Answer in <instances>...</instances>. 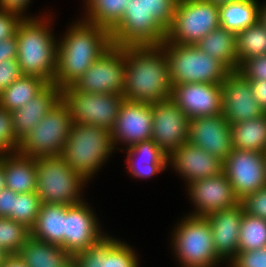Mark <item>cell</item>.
Listing matches in <instances>:
<instances>
[{
    "label": "cell",
    "mask_w": 266,
    "mask_h": 267,
    "mask_svg": "<svg viewBox=\"0 0 266 267\" xmlns=\"http://www.w3.org/2000/svg\"><path fill=\"white\" fill-rule=\"evenodd\" d=\"M173 232L175 255L183 267H214L221 263L214 245L210 223L206 217L188 215Z\"/></svg>",
    "instance_id": "52a82bcc"
},
{
    "label": "cell",
    "mask_w": 266,
    "mask_h": 267,
    "mask_svg": "<svg viewBox=\"0 0 266 267\" xmlns=\"http://www.w3.org/2000/svg\"><path fill=\"white\" fill-rule=\"evenodd\" d=\"M221 86L222 114L230 125L266 113L253 95L250 81L237 70L230 71Z\"/></svg>",
    "instance_id": "9a60e30c"
},
{
    "label": "cell",
    "mask_w": 266,
    "mask_h": 267,
    "mask_svg": "<svg viewBox=\"0 0 266 267\" xmlns=\"http://www.w3.org/2000/svg\"><path fill=\"white\" fill-rule=\"evenodd\" d=\"M60 100L61 88L53 83H49L32 100L23 107L13 111L11 113L12 129L17 140L20 141L31 132Z\"/></svg>",
    "instance_id": "603a6c76"
},
{
    "label": "cell",
    "mask_w": 266,
    "mask_h": 267,
    "mask_svg": "<svg viewBox=\"0 0 266 267\" xmlns=\"http://www.w3.org/2000/svg\"><path fill=\"white\" fill-rule=\"evenodd\" d=\"M152 104L124 99L111 131L112 143L121 142L128 148L152 139Z\"/></svg>",
    "instance_id": "e0dca14e"
},
{
    "label": "cell",
    "mask_w": 266,
    "mask_h": 267,
    "mask_svg": "<svg viewBox=\"0 0 266 267\" xmlns=\"http://www.w3.org/2000/svg\"><path fill=\"white\" fill-rule=\"evenodd\" d=\"M42 202L37 192L21 193L14 197L13 211L7 217L31 229L37 219Z\"/></svg>",
    "instance_id": "d590c367"
},
{
    "label": "cell",
    "mask_w": 266,
    "mask_h": 267,
    "mask_svg": "<svg viewBox=\"0 0 266 267\" xmlns=\"http://www.w3.org/2000/svg\"><path fill=\"white\" fill-rule=\"evenodd\" d=\"M110 33L111 42L117 47L161 45L166 36L147 11L145 0H129L120 22Z\"/></svg>",
    "instance_id": "8fae6325"
},
{
    "label": "cell",
    "mask_w": 266,
    "mask_h": 267,
    "mask_svg": "<svg viewBox=\"0 0 266 267\" xmlns=\"http://www.w3.org/2000/svg\"><path fill=\"white\" fill-rule=\"evenodd\" d=\"M229 263V267H266V247L256 250L238 251Z\"/></svg>",
    "instance_id": "b9f144b4"
},
{
    "label": "cell",
    "mask_w": 266,
    "mask_h": 267,
    "mask_svg": "<svg viewBox=\"0 0 266 267\" xmlns=\"http://www.w3.org/2000/svg\"><path fill=\"white\" fill-rule=\"evenodd\" d=\"M61 100L68 106L74 123L93 125L112 131L124 100L121 94H103L61 89Z\"/></svg>",
    "instance_id": "30bf717a"
},
{
    "label": "cell",
    "mask_w": 266,
    "mask_h": 267,
    "mask_svg": "<svg viewBox=\"0 0 266 267\" xmlns=\"http://www.w3.org/2000/svg\"><path fill=\"white\" fill-rule=\"evenodd\" d=\"M266 247V220L243 213L240 224L238 251Z\"/></svg>",
    "instance_id": "836d02e7"
},
{
    "label": "cell",
    "mask_w": 266,
    "mask_h": 267,
    "mask_svg": "<svg viewBox=\"0 0 266 267\" xmlns=\"http://www.w3.org/2000/svg\"><path fill=\"white\" fill-rule=\"evenodd\" d=\"M172 87L184 83L222 84L230 72L219 60L200 51L196 45L163 41Z\"/></svg>",
    "instance_id": "5b68a950"
},
{
    "label": "cell",
    "mask_w": 266,
    "mask_h": 267,
    "mask_svg": "<svg viewBox=\"0 0 266 267\" xmlns=\"http://www.w3.org/2000/svg\"><path fill=\"white\" fill-rule=\"evenodd\" d=\"M105 236L85 201L65 208L64 243L61 247L69 254L74 256L89 249Z\"/></svg>",
    "instance_id": "2e32d148"
},
{
    "label": "cell",
    "mask_w": 266,
    "mask_h": 267,
    "mask_svg": "<svg viewBox=\"0 0 266 267\" xmlns=\"http://www.w3.org/2000/svg\"><path fill=\"white\" fill-rule=\"evenodd\" d=\"M177 0H145V6L154 20L167 31L173 21Z\"/></svg>",
    "instance_id": "f35d334b"
},
{
    "label": "cell",
    "mask_w": 266,
    "mask_h": 267,
    "mask_svg": "<svg viewBox=\"0 0 266 267\" xmlns=\"http://www.w3.org/2000/svg\"><path fill=\"white\" fill-rule=\"evenodd\" d=\"M152 117V140L167 157L188 142L190 118L171 98L152 104Z\"/></svg>",
    "instance_id": "5bb4252c"
},
{
    "label": "cell",
    "mask_w": 266,
    "mask_h": 267,
    "mask_svg": "<svg viewBox=\"0 0 266 267\" xmlns=\"http://www.w3.org/2000/svg\"><path fill=\"white\" fill-rule=\"evenodd\" d=\"M138 259L129 245L118 240L105 254L103 267H138Z\"/></svg>",
    "instance_id": "74e56055"
},
{
    "label": "cell",
    "mask_w": 266,
    "mask_h": 267,
    "mask_svg": "<svg viewBox=\"0 0 266 267\" xmlns=\"http://www.w3.org/2000/svg\"><path fill=\"white\" fill-rule=\"evenodd\" d=\"M125 150L128 172L137 178H150L168 166L167 155L152 139L134 144Z\"/></svg>",
    "instance_id": "d4e9b609"
},
{
    "label": "cell",
    "mask_w": 266,
    "mask_h": 267,
    "mask_svg": "<svg viewBox=\"0 0 266 267\" xmlns=\"http://www.w3.org/2000/svg\"><path fill=\"white\" fill-rule=\"evenodd\" d=\"M48 84L38 76L22 75L0 93V106L12 113L32 100Z\"/></svg>",
    "instance_id": "4dcf8cb0"
},
{
    "label": "cell",
    "mask_w": 266,
    "mask_h": 267,
    "mask_svg": "<svg viewBox=\"0 0 266 267\" xmlns=\"http://www.w3.org/2000/svg\"><path fill=\"white\" fill-rule=\"evenodd\" d=\"M85 1L87 7L85 20L111 31L120 22L129 0Z\"/></svg>",
    "instance_id": "1f68e13d"
},
{
    "label": "cell",
    "mask_w": 266,
    "mask_h": 267,
    "mask_svg": "<svg viewBox=\"0 0 266 267\" xmlns=\"http://www.w3.org/2000/svg\"><path fill=\"white\" fill-rule=\"evenodd\" d=\"M28 267H73V256L61 246L29 237L18 252Z\"/></svg>",
    "instance_id": "484cf974"
},
{
    "label": "cell",
    "mask_w": 266,
    "mask_h": 267,
    "mask_svg": "<svg viewBox=\"0 0 266 267\" xmlns=\"http://www.w3.org/2000/svg\"><path fill=\"white\" fill-rule=\"evenodd\" d=\"M36 192L42 203L75 205L82 203L80 192L86 181L61 157L36 159Z\"/></svg>",
    "instance_id": "ba28073f"
},
{
    "label": "cell",
    "mask_w": 266,
    "mask_h": 267,
    "mask_svg": "<svg viewBox=\"0 0 266 267\" xmlns=\"http://www.w3.org/2000/svg\"><path fill=\"white\" fill-rule=\"evenodd\" d=\"M18 145L12 129L11 112L0 106V154L17 152Z\"/></svg>",
    "instance_id": "ab89813d"
},
{
    "label": "cell",
    "mask_w": 266,
    "mask_h": 267,
    "mask_svg": "<svg viewBox=\"0 0 266 267\" xmlns=\"http://www.w3.org/2000/svg\"><path fill=\"white\" fill-rule=\"evenodd\" d=\"M30 0H0V9L17 13L23 16V12L28 8Z\"/></svg>",
    "instance_id": "681fc988"
},
{
    "label": "cell",
    "mask_w": 266,
    "mask_h": 267,
    "mask_svg": "<svg viewBox=\"0 0 266 267\" xmlns=\"http://www.w3.org/2000/svg\"><path fill=\"white\" fill-rule=\"evenodd\" d=\"M233 148L266 152V113L231 125Z\"/></svg>",
    "instance_id": "f546056e"
},
{
    "label": "cell",
    "mask_w": 266,
    "mask_h": 267,
    "mask_svg": "<svg viewBox=\"0 0 266 267\" xmlns=\"http://www.w3.org/2000/svg\"><path fill=\"white\" fill-rule=\"evenodd\" d=\"M169 164L187 180V184L223 172V161L190 142L182 144L168 157Z\"/></svg>",
    "instance_id": "44dd1931"
},
{
    "label": "cell",
    "mask_w": 266,
    "mask_h": 267,
    "mask_svg": "<svg viewBox=\"0 0 266 267\" xmlns=\"http://www.w3.org/2000/svg\"><path fill=\"white\" fill-rule=\"evenodd\" d=\"M243 205L216 211L206 218L210 223L213 245L222 261H231L238 253L239 231Z\"/></svg>",
    "instance_id": "7402d4cb"
},
{
    "label": "cell",
    "mask_w": 266,
    "mask_h": 267,
    "mask_svg": "<svg viewBox=\"0 0 266 267\" xmlns=\"http://www.w3.org/2000/svg\"><path fill=\"white\" fill-rule=\"evenodd\" d=\"M123 97L154 104L171 98L172 83L164 49L155 46H125Z\"/></svg>",
    "instance_id": "6da1fadb"
},
{
    "label": "cell",
    "mask_w": 266,
    "mask_h": 267,
    "mask_svg": "<svg viewBox=\"0 0 266 267\" xmlns=\"http://www.w3.org/2000/svg\"><path fill=\"white\" fill-rule=\"evenodd\" d=\"M1 267H28L18 254H9Z\"/></svg>",
    "instance_id": "f907efd6"
},
{
    "label": "cell",
    "mask_w": 266,
    "mask_h": 267,
    "mask_svg": "<svg viewBox=\"0 0 266 267\" xmlns=\"http://www.w3.org/2000/svg\"><path fill=\"white\" fill-rule=\"evenodd\" d=\"M18 48L16 35L0 41V62L7 59H17Z\"/></svg>",
    "instance_id": "bcb514c9"
},
{
    "label": "cell",
    "mask_w": 266,
    "mask_h": 267,
    "mask_svg": "<svg viewBox=\"0 0 266 267\" xmlns=\"http://www.w3.org/2000/svg\"><path fill=\"white\" fill-rule=\"evenodd\" d=\"M117 241V239L106 235L96 245L75 254L73 267H103L105 254Z\"/></svg>",
    "instance_id": "8d00e7d4"
},
{
    "label": "cell",
    "mask_w": 266,
    "mask_h": 267,
    "mask_svg": "<svg viewBox=\"0 0 266 267\" xmlns=\"http://www.w3.org/2000/svg\"><path fill=\"white\" fill-rule=\"evenodd\" d=\"M5 188L4 166L2 165V154H0V191Z\"/></svg>",
    "instance_id": "f5cc1de1"
},
{
    "label": "cell",
    "mask_w": 266,
    "mask_h": 267,
    "mask_svg": "<svg viewBox=\"0 0 266 267\" xmlns=\"http://www.w3.org/2000/svg\"><path fill=\"white\" fill-rule=\"evenodd\" d=\"M240 203L244 213L266 220V186L246 195Z\"/></svg>",
    "instance_id": "60d3db41"
},
{
    "label": "cell",
    "mask_w": 266,
    "mask_h": 267,
    "mask_svg": "<svg viewBox=\"0 0 266 267\" xmlns=\"http://www.w3.org/2000/svg\"><path fill=\"white\" fill-rule=\"evenodd\" d=\"M45 18L39 17V20L26 16L19 23L16 30L17 61L23 75L38 76L48 83H53L58 41L50 32L48 17L47 20Z\"/></svg>",
    "instance_id": "3957f363"
},
{
    "label": "cell",
    "mask_w": 266,
    "mask_h": 267,
    "mask_svg": "<svg viewBox=\"0 0 266 267\" xmlns=\"http://www.w3.org/2000/svg\"><path fill=\"white\" fill-rule=\"evenodd\" d=\"M72 123L68 106L60 100L36 127L19 141L17 152L34 159L61 156Z\"/></svg>",
    "instance_id": "8992f818"
},
{
    "label": "cell",
    "mask_w": 266,
    "mask_h": 267,
    "mask_svg": "<svg viewBox=\"0 0 266 267\" xmlns=\"http://www.w3.org/2000/svg\"><path fill=\"white\" fill-rule=\"evenodd\" d=\"M23 18L25 16L0 9V41L15 36L18 25Z\"/></svg>",
    "instance_id": "f6af8a7d"
},
{
    "label": "cell",
    "mask_w": 266,
    "mask_h": 267,
    "mask_svg": "<svg viewBox=\"0 0 266 267\" xmlns=\"http://www.w3.org/2000/svg\"><path fill=\"white\" fill-rule=\"evenodd\" d=\"M125 70V47L112 45L68 87L72 91L122 95Z\"/></svg>",
    "instance_id": "7c38bea8"
},
{
    "label": "cell",
    "mask_w": 266,
    "mask_h": 267,
    "mask_svg": "<svg viewBox=\"0 0 266 267\" xmlns=\"http://www.w3.org/2000/svg\"><path fill=\"white\" fill-rule=\"evenodd\" d=\"M187 186L188 194L196 209L195 213H191L193 216L207 217L216 211L228 209L240 203L224 172L210 178L195 180Z\"/></svg>",
    "instance_id": "ac0fdd59"
},
{
    "label": "cell",
    "mask_w": 266,
    "mask_h": 267,
    "mask_svg": "<svg viewBox=\"0 0 266 267\" xmlns=\"http://www.w3.org/2000/svg\"><path fill=\"white\" fill-rule=\"evenodd\" d=\"M17 59L0 62V93L22 76Z\"/></svg>",
    "instance_id": "ee69618b"
},
{
    "label": "cell",
    "mask_w": 266,
    "mask_h": 267,
    "mask_svg": "<svg viewBox=\"0 0 266 267\" xmlns=\"http://www.w3.org/2000/svg\"><path fill=\"white\" fill-rule=\"evenodd\" d=\"M188 142L224 162L233 149L231 125L223 114L191 118Z\"/></svg>",
    "instance_id": "d6986e66"
},
{
    "label": "cell",
    "mask_w": 266,
    "mask_h": 267,
    "mask_svg": "<svg viewBox=\"0 0 266 267\" xmlns=\"http://www.w3.org/2000/svg\"><path fill=\"white\" fill-rule=\"evenodd\" d=\"M30 237V229L11 218L0 217V248L9 254H18Z\"/></svg>",
    "instance_id": "e575fe53"
},
{
    "label": "cell",
    "mask_w": 266,
    "mask_h": 267,
    "mask_svg": "<svg viewBox=\"0 0 266 267\" xmlns=\"http://www.w3.org/2000/svg\"><path fill=\"white\" fill-rule=\"evenodd\" d=\"M238 67L248 58L266 54V28L258 20L254 25L236 33Z\"/></svg>",
    "instance_id": "d6a6232c"
},
{
    "label": "cell",
    "mask_w": 266,
    "mask_h": 267,
    "mask_svg": "<svg viewBox=\"0 0 266 267\" xmlns=\"http://www.w3.org/2000/svg\"><path fill=\"white\" fill-rule=\"evenodd\" d=\"M58 42L54 82L59 88L71 86L113 44L106 28L84 18L73 24Z\"/></svg>",
    "instance_id": "7a4b0ae2"
},
{
    "label": "cell",
    "mask_w": 266,
    "mask_h": 267,
    "mask_svg": "<svg viewBox=\"0 0 266 267\" xmlns=\"http://www.w3.org/2000/svg\"><path fill=\"white\" fill-rule=\"evenodd\" d=\"M195 45L211 58L219 60L229 71L238 69L236 34L234 32L219 26Z\"/></svg>",
    "instance_id": "83f0119b"
},
{
    "label": "cell",
    "mask_w": 266,
    "mask_h": 267,
    "mask_svg": "<svg viewBox=\"0 0 266 267\" xmlns=\"http://www.w3.org/2000/svg\"><path fill=\"white\" fill-rule=\"evenodd\" d=\"M257 102L266 112V80H249Z\"/></svg>",
    "instance_id": "c3c4849f"
},
{
    "label": "cell",
    "mask_w": 266,
    "mask_h": 267,
    "mask_svg": "<svg viewBox=\"0 0 266 267\" xmlns=\"http://www.w3.org/2000/svg\"><path fill=\"white\" fill-rule=\"evenodd\" d=\"M60 203H42L30 236L36 240L61 246L64 243L65 208Z\"/></svg>",
    "instance_id": "4316f807"
},
{
    "label": "cell",
    "mask_w": 266,
    "mask_h": 267,
    "mask_svg": "<svg viewBox=\"0 0 266 267\" xmlns=\"http://www.w3.org/2000/svg\"><path fill=\"white\" fill-rule=\"evenodd\" d=\"M113 149L110 131L73 122L61 157L87 182L99 171Z\"/></svg>",
    "instance_id": "277c9868"
},
{
    "label": "cell",
    "mask_w": 266,
    "mask_h": 267,
    "mask_svg": "<svg viewBox=\"0 0 266 267\" xmlns=\"http://www.w3.org/2000/svg\"><path fill=\"white\" fill-rule=\"evenodd\" d=\"M237 71L248 80H266V54L244 60Z\"/></svg>",
    "instance_id": "7bdbcfd3"
},
{
    "label": "cell",
    "mask_w": 266,
    "mask_h": 267,
    "mask_svg": "<svg viewBox=\"0 0 266 267\" xmlns=\"http://www.w3.org/2000/svg\"><path fill=\"white\" fill-rule=\"evenodd\" d=\"M208 1L220 6L221 4H224V3H230V2L239 1V0H208Z\"/></svg>",
    "instance_id": "11a10c76"
},
{
    "label": "cell",
    "mask_w": 266,
    "mask_h": 267,
    "mask_svg": "<svg viewBox=\"0 0 266 267\" xmlns=\"http://www.w3.org/2000/svg\"><path fill=\"white\" fill-rule=\"evenodd\" d=\"M219 26V5L208 0H177L165 42L195 45Z\"/></svg>",
    "instance_id": "9c48e42d"
},
{
    "label": "cell",
    "mask_w": 266,
    "mask_h": 267,
    "mask_svg": "<svg viewBox=\"0 0 266 267\" xmlns=\"http://www.w3.org/2000/svg\"><path fill=\"white\" fill-rule=\"evenodd\" d=\"M258 20L265 26L266 28V4L260 6L259 4V16Z\"/></svg>",
    "instance_id": "816d5d0a"
},
{
    "label": "cell",
    "mask_w": 266,
    "mask_h": 267,
    "mask_svg": "<svg viewBox=\"0 0 266 267\" xmlns=\"http://www.w3.org/2000/svg\"><path fill=\"white\" fill-rule=\"evenodd\" d=\"M259 3L257 0H239L219 6V23L235 34L254 25L258 21Z\"/></svg>",
    "instance_id": "f1b7e54d"
},
{
    "label": "cell",
    "mask_w": 266,
    "mask_h": 267,
    "mask_svg": "<svg viewBox=\"0 0 266 267\" xmlns=\"http://www.w3.org/2000/svg\"><path fill=\"white\" fill-rule=\"evenodd\" d=\"M171 99L191 118L222 114V86L184 83L172 87Z\"/></svg>",
    "instance_id": "ffe728a7"
},
{
    "label": "cell",
    "mask_w": 266,
    "mask_h": 267,
    "mask_svg": "<svg viewBox=\"0 0 266 267\" xmlns=\"http://www.w3.org/2000/svg\"><path fill=\"white\" fill-rule=\"evenodd\" d=\"M8 255L9 253H7L4 249L0 248V267L4 264L5 259Z\"/></svg>",
    "instance_id": "db71d44e"
},
{
    "label": "cell",
    "mask_w": 266,
    "mask_h": 267,
    "mask_svg": "<svg viewBox=\"0 0 266 267\" xmlns=\"http://www.w3.org/2000/svg\"><path fill=\"white\" fill-rule=\"evenodd\" d=\"M16 195V192L6 187L0 191V217H8L12 213Z\"/></svg>",
    "instance_id": "7dc6e473"
},
{
    "label": "cell",
    "mask_w": 266,
    "mask_h": 267,
    "mask_svg": "<svg viewBox=\"0 0 266 267\" xmlns=\"http://www.w3.org/2000/svg\"><path fill=\"white\" fill-rule=\"evenodd\" d=\"M5 187L17 194L36 192L37 166L36 159L19 152L2 154Z\"/></svg>",
    "instance_id": "cb8c5ba5"
},
{
    "label": "cell",
    "mask_w": 266,
    "mask_h": 267,
    "mask_svg": "<svg viewBox=\"0 0 266 267\" xmlns=\"http://www.w3.org/2000/svg\"><path fill=\"white\" fill-rule=\"evenodd\" d=\"M223 172L236 196L242 200L246 195L266 186L265 153L233 148L223 162Z\"/></svg>",
    "instance_id": "4fadbf2b"
}]
</instances>
